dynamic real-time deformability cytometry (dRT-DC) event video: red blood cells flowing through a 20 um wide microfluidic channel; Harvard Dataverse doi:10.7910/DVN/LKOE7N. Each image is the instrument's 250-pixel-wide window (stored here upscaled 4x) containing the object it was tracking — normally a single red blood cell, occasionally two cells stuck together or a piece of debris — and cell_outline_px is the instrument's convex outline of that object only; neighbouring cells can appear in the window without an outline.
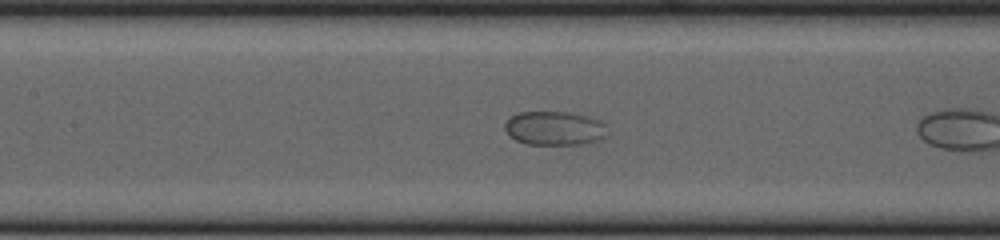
{"species": "common noctule bat (a hibernating species)", "species_latin": "Nyctalus noctula", "temperature_condition": "cold", "stored_images_in_passage": 12, "camera_frame_rate_fps": 3000, "um_per_image_px": 0.085, "animal": {"sex": "female", "body_mass_g": 23.0, "forearm_length_mm": 53.4}, "frame": {"image": 1, "passage_image": 10, "time_ms": 3.0, "image_size_px": [1000, 240], "cell_outline_px": [[604, 136], [600, 140], [580, 144], [528, 144], [516, 140], [504, 128], [504, 124], [512, 116], [520, 112], [564, 112], [588, 116], [600, 120], [604, 124]], "centroid_in_image_um": [47.12, 10.9], "position_along_channel_um": 160.3, "area_um2": 19.88}}